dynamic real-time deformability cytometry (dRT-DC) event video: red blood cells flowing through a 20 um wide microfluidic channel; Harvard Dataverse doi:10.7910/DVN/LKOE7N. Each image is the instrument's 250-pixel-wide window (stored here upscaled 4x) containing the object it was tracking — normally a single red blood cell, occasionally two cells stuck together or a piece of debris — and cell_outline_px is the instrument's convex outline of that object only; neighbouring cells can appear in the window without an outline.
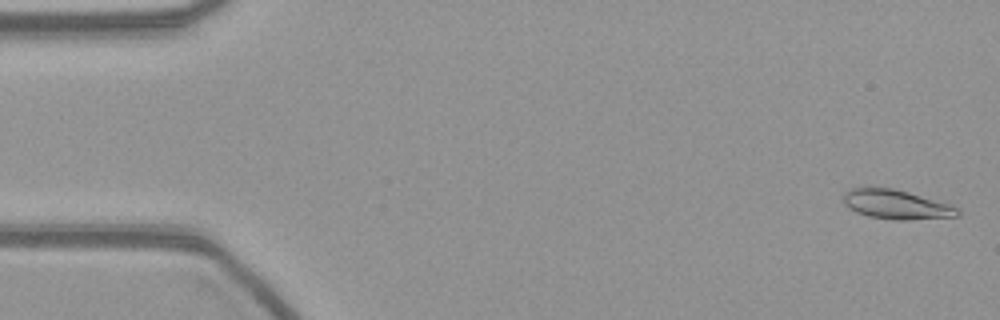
{"species": "common noctule bat (a hibernating species)", "species_latin": "Nyctalus noctula", "temperature_condition": "warm", "stored_images_in_passage": 56, "camera_frame_rate_fps": 3000, "um_per_image_px": 0.085, "animal": {"sex": "female", "body_mass_g": 21.9}, "frame": {"image": 1, "passage_image": 2, "time_ms": 0.333, "image_size_px": [1000, 320], "cell_outline_px": [[960, 216], [908, 220], [892, 220], [868, 216], [856, 212], [848, 208], [844, 204], [840, 196], [844, 192], [852, 188], [892, 188], [908, 192], [952, 204], [960, 212]], "centroid_in_image_um": [76.16, 17.39], "position_along_channel_um": 8.8, "area_um2": 19.71}}
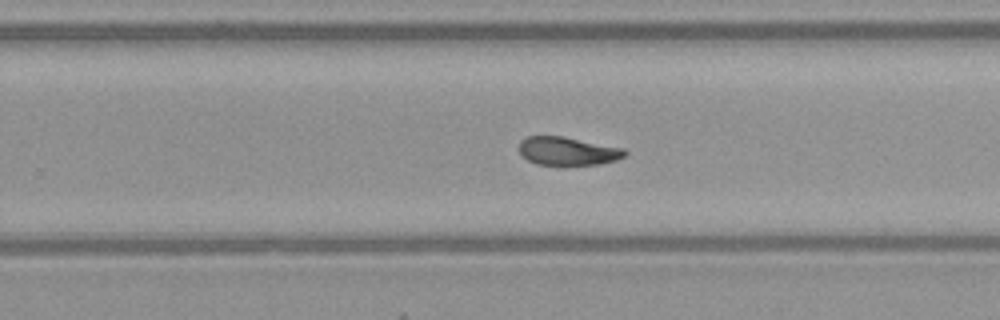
{"frame": {"image": 2, "passage_image": 35, "time_ms": 11.333, "image_size_px": [1000, 320], "cell_outline_px": [[628, 152], [624, 156], [616, 160], [600, 164], [536, 164], [520, 156], [520, 140], [528, 136], [564, 136], [624, 148]], "centroid_in_image_um": [48.25, 12.83], "position_along_channel_um": 281.5, "area_um2": 17.4}}
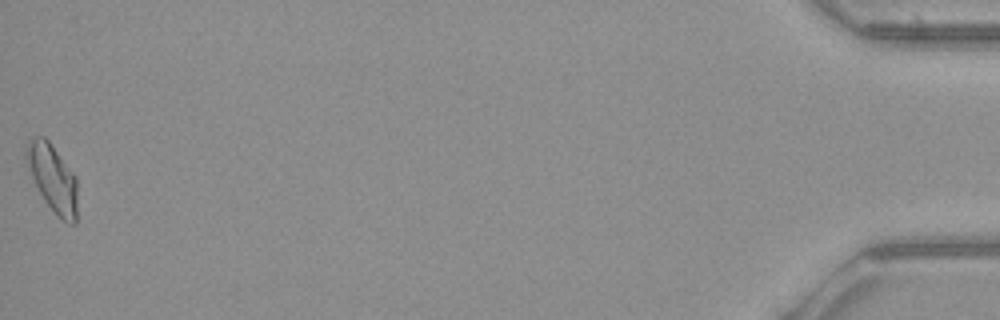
{"frame": {"image": 3, "passage_image": 56, "time_ms": 18.333, "image_size_px": [1000, 320], "cell_outline_px": [[76, 224], [68, 224], [60, 220], [56, 216], [44, 200], [28, 168], [24, 156], [24, 152], [28, 140], [36, 136], [44, 136], [48, 140], [76, 176]], "centroid_in_image_um": [4.46, 15.15], "position_along_channel_um": 430.7, "area_um2": 20.06}}